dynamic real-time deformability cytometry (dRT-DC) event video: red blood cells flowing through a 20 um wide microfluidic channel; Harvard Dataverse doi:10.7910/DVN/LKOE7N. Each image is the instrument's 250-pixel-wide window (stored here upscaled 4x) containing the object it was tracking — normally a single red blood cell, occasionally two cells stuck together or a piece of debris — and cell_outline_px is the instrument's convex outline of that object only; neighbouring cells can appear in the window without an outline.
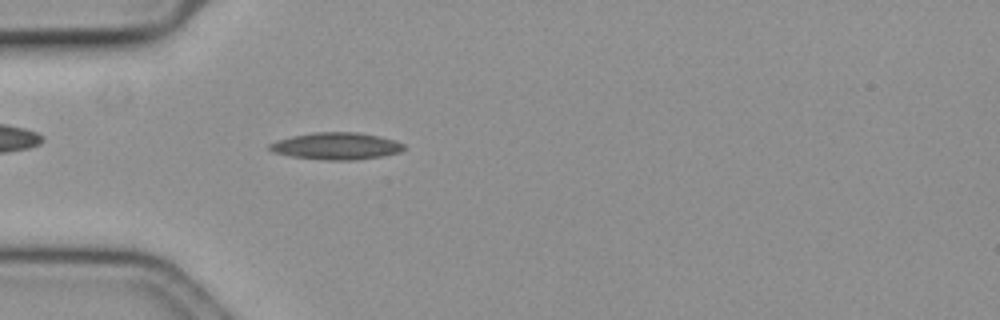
{"species": "common noctule bat (a hibernating species)", "species_latin": "Nyctalus noctula", "temperature_condition": "cold", "stored_images_in_passage": 51, "camera_frame_rate_fps": 3000, "um_per_image_px": 0.085, "animal": {"sex": "female", "body_mass_g": 19.3, "forearm_length_mm": 54.1}, "frame": {"image": 1, "passage_image": 10, "time_ms": 3.0, "image_size_px": [1000, 320], "cell_outline_px": [[404, 148], [400, 152], [380, 156], [356, 160], [324, 160], [292, 156], [272, 152], [268, 148], [268, 144], [276, 140], [292, 136], [312, 132], [360, 132], [380, 136], [396, 140], [404, 144]], "centroid_in_image_um": [28.57, 12.4], "position_along_channel_um": 56.4, "area_um2": 21.27}}
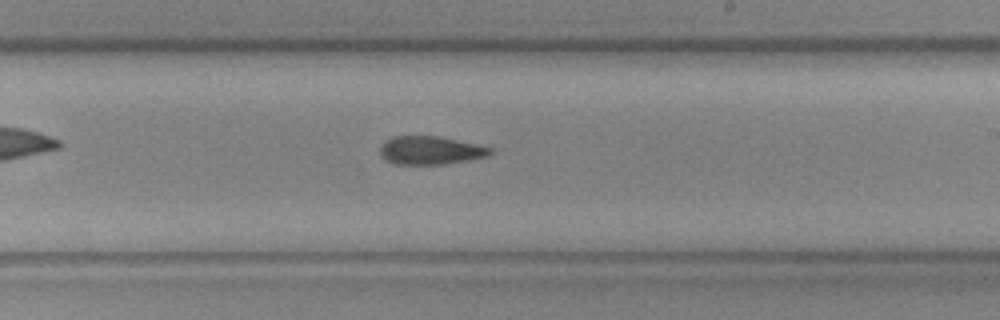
{"frame": {"image": 2, "passage_image": 27, "time_ms": 8.667, "image_size_px": [1000, 320], "cell_outline_px": [[492, 152], [488, 156], [440, 164], [396, 164], [380, 156], [380, 144], [384, 140], [392, 136], [440, 136], [476, 144], [492, 148]], "centroid_in_image_um": [36.53, 12.76], "position_along_channel_um": 252.5, "area_um2": 18.03}}
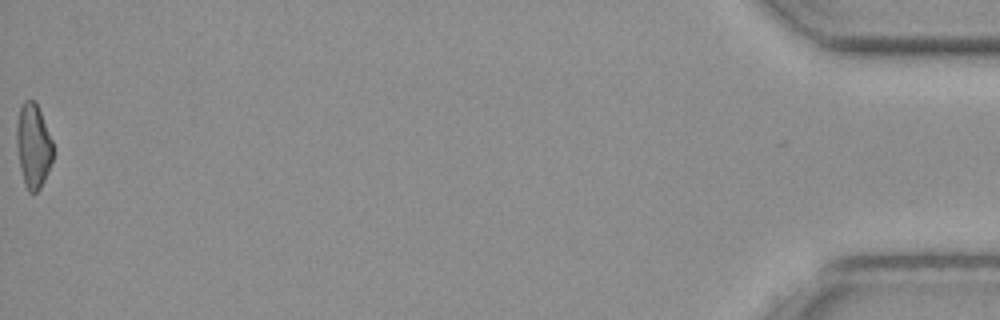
{"frame": {"image": 3, "passage_image": 51, "time_ms": 16.667, "image_size_px": [1000, 320], "cell_outline_px": [[52, 160], [44, 180], [40, 188], [36, 192], [28, 192], [24, 184], [20, 168], [16, 144], [16, 124], [20, 104], [24, 100], [36, 100], [52, 140]], "centroid_in_image_um": [2.8, 12.35], "position_along_channel_um": 432.4, "area_um2": 17.98}, "authors_computed_cell_mechanics": {"area_um2": 18.9584, "velocity_mm_per_s": 3.5681, "shape_relaxation_time_tau1_ms": null, "shape_relaxation_time_tau2_ms": 6.7889, "deformation_change_tau1": null, "deformation_change_tau2": 0.167}}